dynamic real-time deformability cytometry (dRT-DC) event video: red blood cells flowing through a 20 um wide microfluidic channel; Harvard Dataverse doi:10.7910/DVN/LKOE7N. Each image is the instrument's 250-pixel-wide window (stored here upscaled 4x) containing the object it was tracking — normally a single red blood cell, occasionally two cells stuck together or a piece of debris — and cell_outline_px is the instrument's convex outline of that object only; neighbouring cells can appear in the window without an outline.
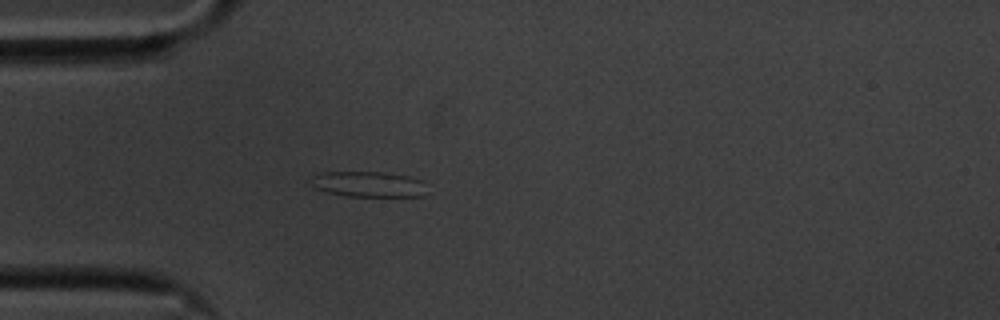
{"species": "common noctule bat (a hibernating species)", "species_latin": "Nyctalus noctula", "temperature_condition": "cold", "stored_images_in_passage": 41, "camera_frame_rate_fps": 3000, "um_per_image_px": 0.085, "animal": {"sex": "male", "body_mass_g": 20.1, "forearm_length_mm": 53.5}, "frame": {"image": 1, "passage_image": 1, "time_ms": 0.0, "image_size_px": [1000, 320], "cell_outline_px": [[424, 196], [344, 196], [328, 192], [316, 188], [312, 184], [312, 176], [320, 172], [380, 172], [408, 176], [420, 180]], "centroid_in_image_um": [31.24, 15.65], "position_along_channel_um": 53.8, "area_um2": 16.88}}
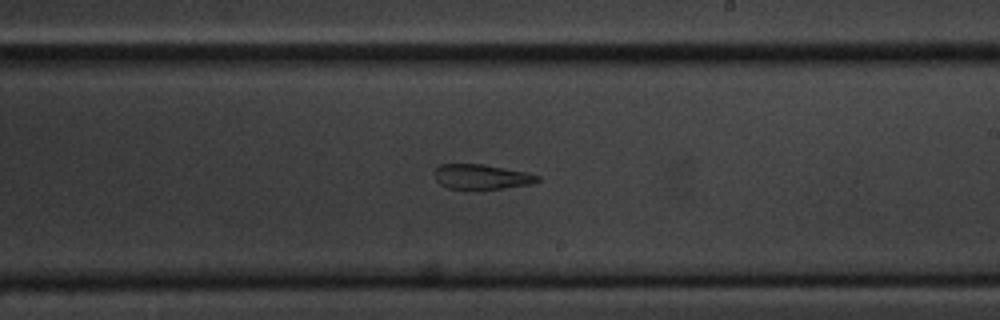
{"frame": {"image": 2, "passage_image": 18, "time_ms": 5.667, "image_size_px": [1000, 320], "cell_outline_px": [[540, 180], [532, 184], [500, 188], [448, 188], [440, 184], [436, 180], [436, 168], [440, 164], [480, 164], [528, 172], [540, 176]], "centroid_in_image_um": [40.96, 15.01], "position_along_channel_um": 248.0, "area_um2": 14.62}}
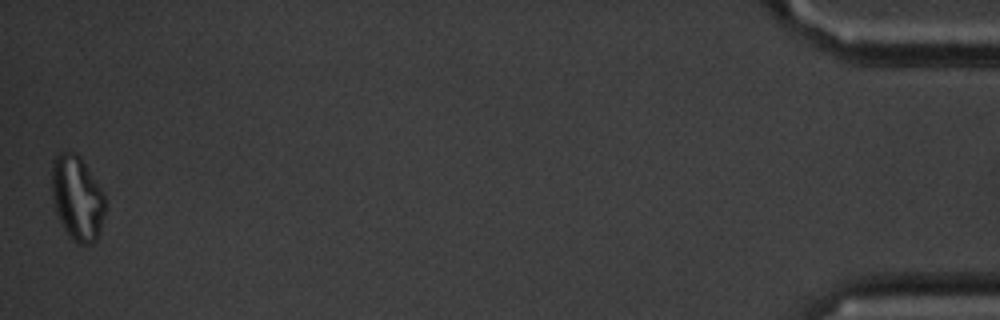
{"frame": {"image": 3, "passage_image": 41, "time_ms": 13.333, "image_size_px": [1000, 320], "cell_outline_px": [[104, 212], [100, 228], [96, 240], [92, 244], [76, 244], [72, 240], [64, 228], [56, 212], [52, 196], [52, 160], [56, 152], [76, 152], [80, 156], [104, 192]], "centroid_in_image_um": [6.54, 16.8], "position_along_channel_um": 428.7, "area_um2": 26.36}, "authors_computed_cell_mechanics": {"area_um2": 16.4152, "velocity_mm_per_s": 3.5558, "shape_relaxation_time_tau1_ms": null, "shape_relaxation_time_tau2_ms": 3.5684, "deformation_change_tau1": null, "deformation_change_tau2": 0.135}}